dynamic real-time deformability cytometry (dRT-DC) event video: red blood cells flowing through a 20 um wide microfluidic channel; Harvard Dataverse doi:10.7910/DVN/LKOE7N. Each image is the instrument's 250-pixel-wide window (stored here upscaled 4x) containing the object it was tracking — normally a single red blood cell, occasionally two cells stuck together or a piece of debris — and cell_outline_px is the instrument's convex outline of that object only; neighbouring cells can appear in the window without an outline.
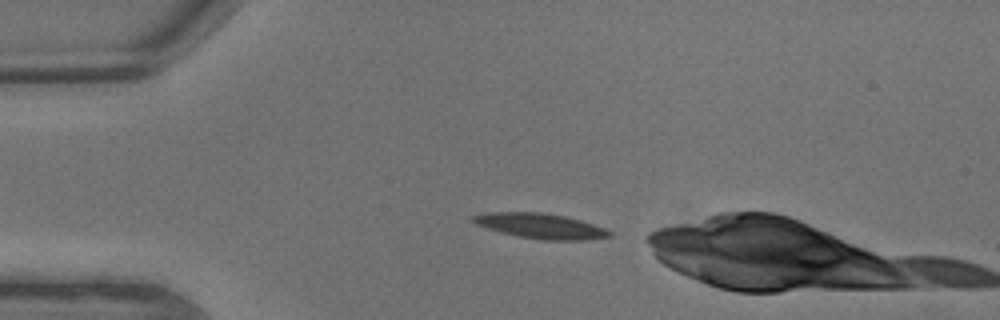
{"species": "common noctule bat (a hibernating species)", "species_latin": "Nyctalus noctula", "temperature_condition": "warm", "stored_images_in_passage": 2, "camera_frame_rate_fps": 3000, "um_per_image_px": 0.085, "animal": {"sex": "male", "body_mass_g": 13.3}, "frame": {"image": 1, "passage_image": 1, "time_ms": 0.0, "image_size_px": [1000, 320], "cell_outline_px": [[612, 236], [588, 240], [544, 240], [520, 236], [500, 232], [476, 224], [468, 220], [472, 216], [484, 212], [540, 212], [564, 216], [580, 220], [604, 228], [612, 232]], "centroid_in_image_um": [45.92, 19.2], "position_along_channel_um": 39.1, "area_um2": 19.94}}